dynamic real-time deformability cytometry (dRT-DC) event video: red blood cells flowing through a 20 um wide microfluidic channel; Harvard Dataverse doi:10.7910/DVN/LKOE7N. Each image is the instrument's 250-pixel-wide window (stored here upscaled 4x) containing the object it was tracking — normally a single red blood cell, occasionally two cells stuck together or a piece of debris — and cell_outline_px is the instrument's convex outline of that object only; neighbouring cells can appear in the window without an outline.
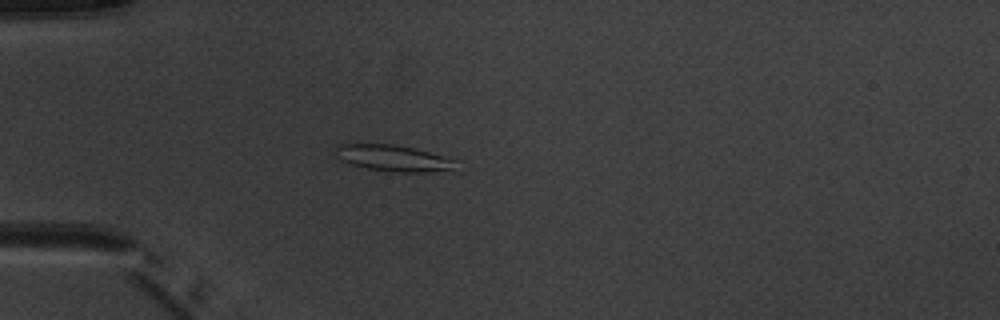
{"species": "common noctule bat (a hibernating species)", "species_latin": "Nyctalus noctula", "temperature_condition": "warm", "stored_images_in_passage": 3, "camera_frame_rate_fps": 3000, "um_per_image_px": 0.085, "animal": {"sex": "male", "body_mass_g": 20.1, "forearm_length_mm": 53.5}, "frame": {"image": 1, "passage_image": 3, "time_ms": 2.333, "image_size_px": [1000, 320], "cell_outline_px": [[460, 172], [392, 172], [368, 168], [352, 164], [340, 160], [336, 156], [336, 144], [396, 144], [416, 148], [456, 160]], "centroid_in_image_um": [33.57, 13.46], "position_along_channel_um": 51.4, "area_um2": 18.96}}